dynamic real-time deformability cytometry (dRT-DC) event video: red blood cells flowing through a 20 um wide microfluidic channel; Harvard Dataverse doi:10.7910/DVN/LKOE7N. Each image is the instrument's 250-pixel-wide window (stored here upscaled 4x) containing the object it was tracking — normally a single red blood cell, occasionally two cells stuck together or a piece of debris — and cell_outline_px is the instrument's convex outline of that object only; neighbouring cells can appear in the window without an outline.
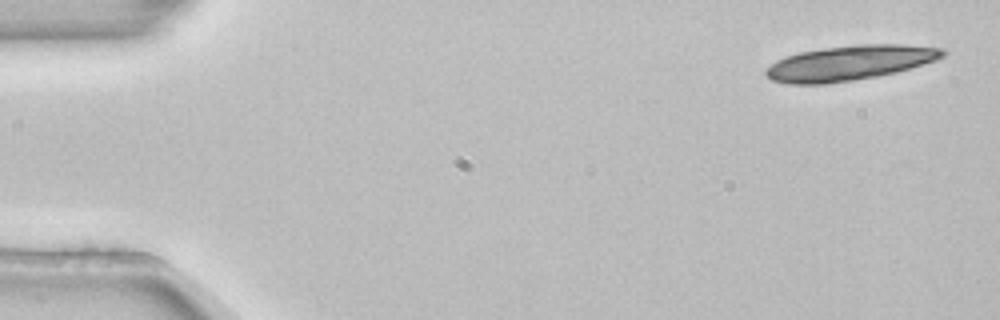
{"species": "common noctule bat (a hibernating species)", "species_latin": "Nyctalus noctula", "temperature_condition": "room temperature", "stored_images_in_passage": 4, "camera_frame_rate_fps": 3000, "um_per_image_px": 0.085, "animal": {"sex": "female", "body_mass_g": 22.7, "forearm_length_mm": 54.2}, "frame": {"image": 1, "passage_image": 1, "time_ms": 0.0, "image_size_px": [1000, 320], "cell_outline_px": [[948, 52], [944, 56], [936, 60], [924, 64], [896, 72], [876, 76], [828, 84], [788, 84], [772, 80], [764, 72], [776, 60], [784, 56], [800, 52], [824, 48], [860, 44], [904, 44], [944, 48]], "centroid_in_image_um": [72.25, 5.34], "position_along_channel_um": 12.7, "area_um2": 35.95}}